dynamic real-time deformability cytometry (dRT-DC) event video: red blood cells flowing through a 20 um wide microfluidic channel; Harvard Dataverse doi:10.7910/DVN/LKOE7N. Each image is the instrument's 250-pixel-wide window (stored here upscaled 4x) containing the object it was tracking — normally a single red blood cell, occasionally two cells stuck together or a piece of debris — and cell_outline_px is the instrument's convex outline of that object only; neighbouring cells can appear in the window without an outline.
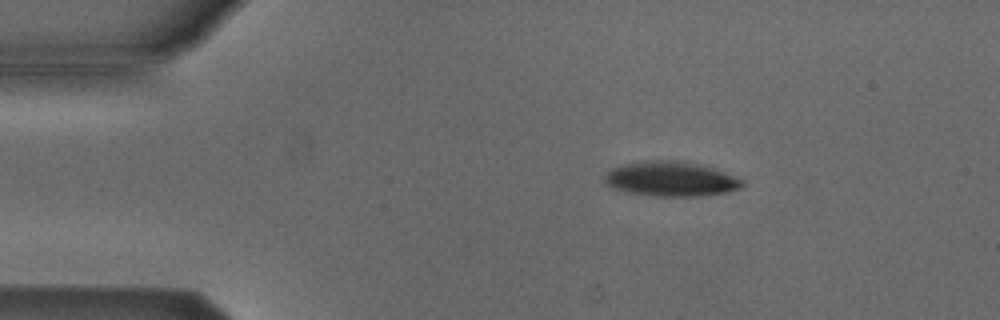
{"species": "Egyptian fruit bat (a non-hibernating species)", "species_latin": "Rousettus aegyptiacus", "temperature_condition": "cold", "stored_images_in_passage": 51, "camera_frame_rate_fps": 3000, "um_per_image_px": 0.085, "animal": {"sex": "male"}, "frame": {"image": 1, "passage_image": 8, "time_ms": 2.333, "image_size_px": [1000, 320], "cell_outline_px": [[744, 184], [740, 188], [728, 192], [696, 196], [656, 196], [628, 192], [612, 188], [604, 184], [604, 176], [612, 168], [624, 164], [644, 160], [676, 160], [700, 164], [724, 172], [744, 180]], "centroid_in_image_um": [57.0, 15.2], "position_along_channel_um": 28.0, "area_um2": 27.92}}
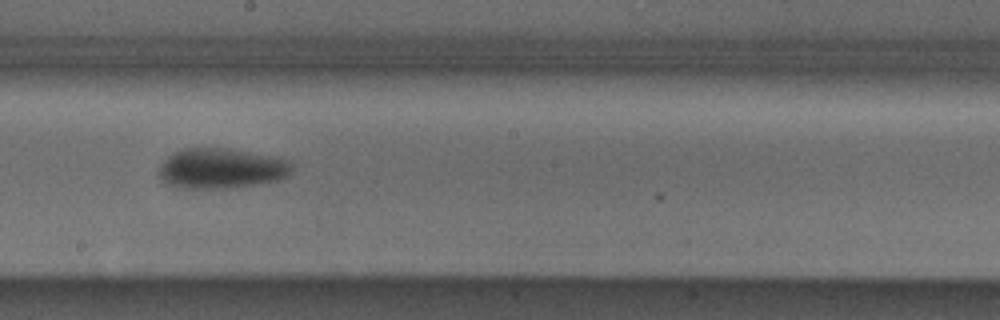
{"frame": {"image": 2, "passage_image": 28, "time_ms": 9.0, "image_size_px": [1000, 320], "cell_outline_px": [[292, 172], [276, 180], [256, 184], [228, 188], [184, 188], [164, 184], [156, 176], [160, 164], [172, 152], [184, 148], [224, 148], [276, 156], [288, 160], [292, 164]], "centroid_in_image_um": [18.73, 14.31], "position_along_channel_um": 229.5, "area_um2": 31.44}}
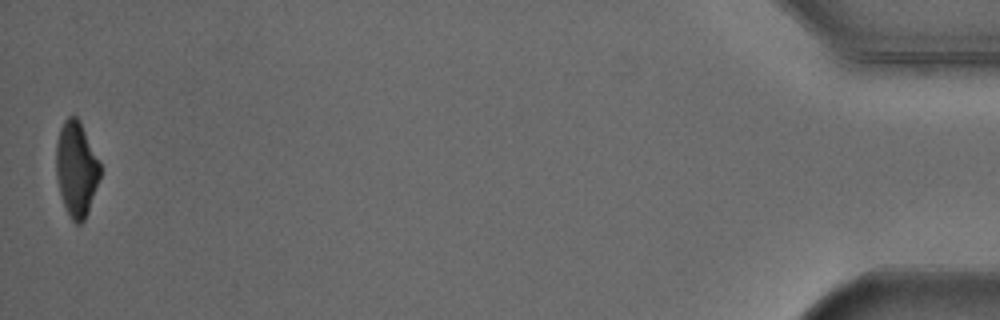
{"frame": {"image": 3, "passage_image": 51, "time_ms": 16.667, "image_size_px": [1000, 320], "cell_outline_px": [[100, 176], [88, 212], [84, 220], [80, 224], [76, 224], [72, 220], [64, 204], [60, 192], [56, 176], [56, 144], [60, 128], [64, 120], [68, 116], [76, 116], [80, 120], [100, 164]], "centroid_in_image_um": [6.48, 14.34], "position_along_channel_um": 428.7, "area_um2": 24.1}, "authors_computed_cell_mechanics": {"area_um2": 28.322, "velocity_mm_per_s": 3.9001, "shape_relaxation_time_tau1_ms": 2.4931, "shape_relaxation_time_tau2_ms": null, "deformation_change_tau1": 0.1311, "deformation_change_tau2": null}}